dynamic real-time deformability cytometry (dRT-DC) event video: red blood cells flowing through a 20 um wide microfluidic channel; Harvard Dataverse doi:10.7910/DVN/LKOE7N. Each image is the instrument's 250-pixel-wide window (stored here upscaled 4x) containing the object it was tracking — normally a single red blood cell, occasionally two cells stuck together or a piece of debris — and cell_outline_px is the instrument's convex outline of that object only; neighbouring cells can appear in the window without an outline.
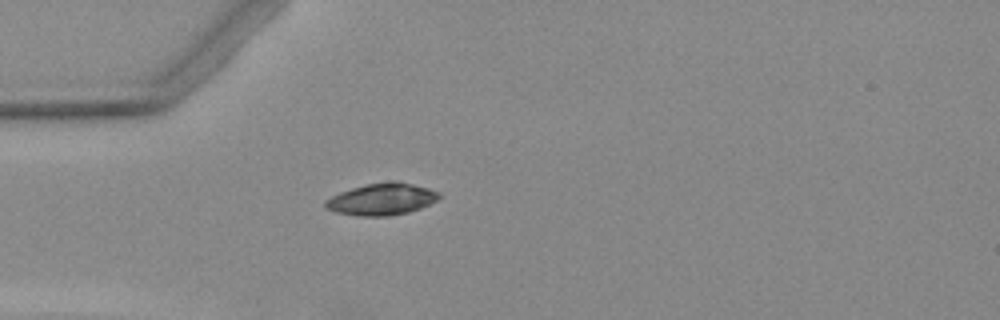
{"species": "Egyptian fruit bat (a non-hibernating species)", "species_latin": "Rousettus aegyptiacus", "temperature_condition": "warm", "stored_images_in_passage": 1, "camera_frame_rate_fps": 3000, "um_per_image_px": 0.085, "animal": {"sex": "female"}, "frame": {"image": 1, "passage_image": 1, "time_ms": 0.0, "image_size_px": [1000, 320], "cell_outline_px": [[440, 196], [436, 200], [420, 208], [408, 212], [388, 216], [356, 216], [336, 212], [324, 208], [324, 200], [340, 192], [352, 188], [368, 184], [392, 180], [396, 180], [428, 188], [440, 192]], "centroid_in_image_um": [32.42, 16.93], "position_along_channel_um": 52.6, "area_um2": 21.1}}